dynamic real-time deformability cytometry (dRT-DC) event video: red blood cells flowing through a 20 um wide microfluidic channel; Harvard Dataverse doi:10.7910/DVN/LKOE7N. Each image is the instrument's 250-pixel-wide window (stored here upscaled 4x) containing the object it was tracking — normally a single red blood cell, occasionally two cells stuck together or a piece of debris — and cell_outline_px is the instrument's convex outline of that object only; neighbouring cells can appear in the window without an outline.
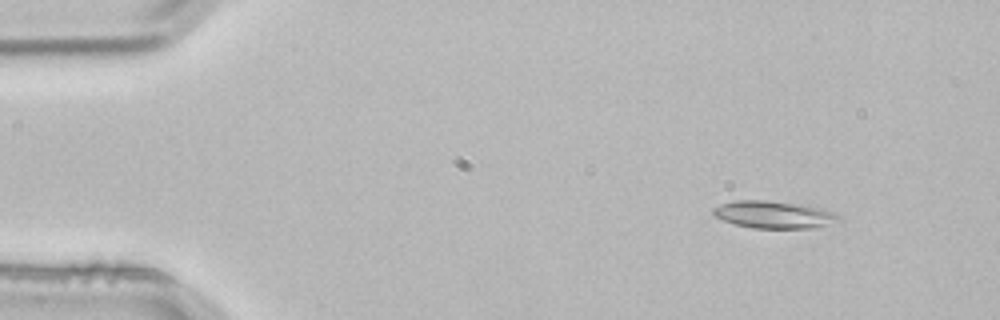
{"species": "common noctule bat (a hibernating species)", "species_latin": "Nyctalus noctula", "temperature_condition": "room temperature", "stored_images_in_passage": 3, "camera_frame_rate_fps": 3000, "um_per_image_px": 0.085, "animal": {"sex": "male", "body_mass_g": 21.5, "forearm_length_mm": 52.0}, "frame": {"image": 1, "passage_image": 1, "time_ms": 0.0, "image_size_px": [1000, 320], "cell_outline_px": [[844, 220], [812, 228], [752, 228], [736, 224], [724, 220], [716, 216], [712, 212], [712, 208], [720, 204], [736, 200], [768, 200], [808, 204], [832, 212], [840, 216]], "centroid_in_image_um": [65.81, 18.23], "position_along_channel_um": 19.2, "area_um2": 20.17}}
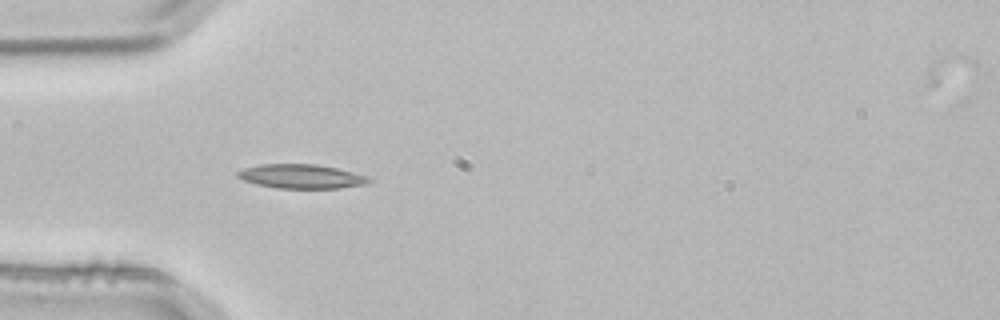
{"frame": {"image": 2, "passage_image": 3, "time_ms": 0.667, "image_size_px": [1000, 320], "cell_outline_px": [[372, 180], [368, 184], [340, 188], [276, 188], [256, 184], [244, 180], [236, 176], [236, 172], [244, 168], [260, 164], [316, 164], [336, 168], [368, 176]], "centroid_in_image_um": [25.62, 14.99], "position_along_channel_um": 59.4, "area_um2": 18.5}}